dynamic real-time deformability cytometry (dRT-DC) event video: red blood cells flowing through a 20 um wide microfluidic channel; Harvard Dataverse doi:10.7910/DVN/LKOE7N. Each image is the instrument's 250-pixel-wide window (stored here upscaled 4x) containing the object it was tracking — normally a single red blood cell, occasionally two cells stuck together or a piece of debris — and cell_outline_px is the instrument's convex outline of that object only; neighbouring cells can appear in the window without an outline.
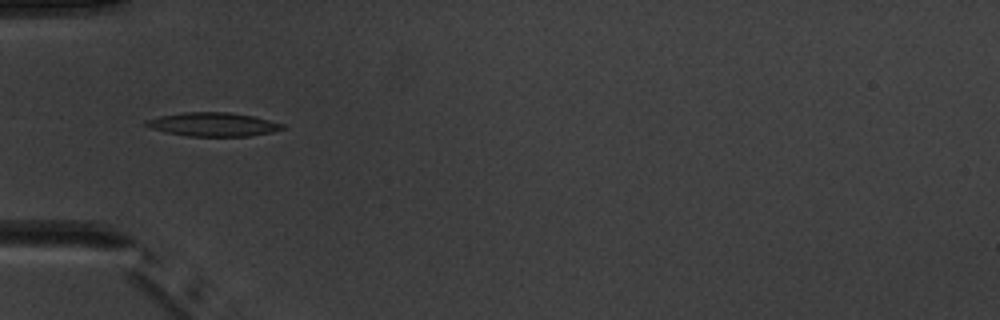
{"species": "common noctule bat (a hibernating species)", "species_latin": "Nyctalus noctula", "temperature_condition": "warm", "stored_images_in_passage": 3, "camera_frame_rate_fps": 3000, "um_per_image_px": 0.085, "animal": {"sex": "male", "body_mass_g": 20.1, "forearm_length_mm": 53.5}, "frame": {"image": 1, "passage_image": 2, "time_ms": 1.0, "image_size_px": [1000, 320], "cell_outline_px": [[288, 128], [272, 132], [248, 136], [188, 136], [168, 132], [152, 128], [144, 124], [144, 120], [160, 116], [184, 112], [228, 112], [252, 116], [284, 124]], "centroid_in_image_um": [18.14, 10.57], "position_along_channel_um": 66.9, "area_um2": 18.73}}
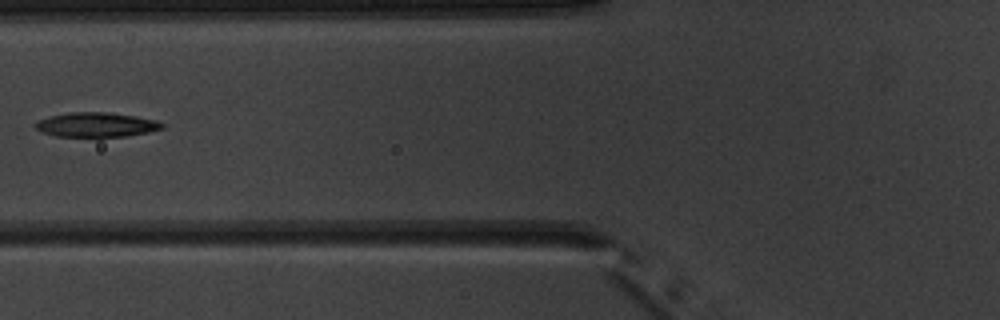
{"frame": {"image": 2, "passage_image": 3, "time_ms": 2.333, "image_size_px": [1000, 320], "cell_outline_px": [[164, 128], [148, 132], [128, 136], [96, 140], [56, 136], [44, 132], [36, 128], [36, 124], [40, 120], [52, 116], [72, 112], [108, 112], [136, 116], [156, 120], [164, 124]], "centroid_in_image_um": [8.24, 10.66], "position_along_channel_um": 117.6, "area_um2": 18.79}}